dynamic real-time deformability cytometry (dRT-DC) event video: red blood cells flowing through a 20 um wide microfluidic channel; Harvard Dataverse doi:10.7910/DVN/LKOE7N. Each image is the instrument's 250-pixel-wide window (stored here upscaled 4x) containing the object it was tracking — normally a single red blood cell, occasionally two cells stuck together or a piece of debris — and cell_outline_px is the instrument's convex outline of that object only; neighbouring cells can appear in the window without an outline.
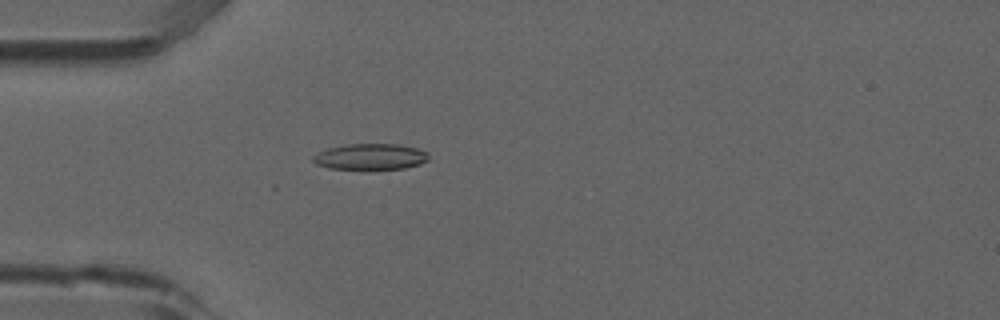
{"species": "common noctule bat (a hibernating species)", "species_latin": "Nyctalus noctula", "temperature_condition": "room temperature", "stored_images_in_passage": 1, "camera_frame_rate_fps": 3000, "um_per_image_px": 0.085, "animal": {"sex": "male", "forearm_length_mm": 52.5}, "frame": {"image": 1, "passage_image": 1, "time_ms": 0.0, "image_size_px": [1000, 320], "cell_outline_px": [[428, 160], [420, 164], [404, 168], [328, 168], [316, 164], [312, 160], [312, 156], [316, 152], [328, 148], [344, 144], [396, 144], [416, 148], [428, 152]], "centroid_in_image_um": [31.45, 13.3], "position_along_channel_um": 53.5, "area_um2": 17.34}}